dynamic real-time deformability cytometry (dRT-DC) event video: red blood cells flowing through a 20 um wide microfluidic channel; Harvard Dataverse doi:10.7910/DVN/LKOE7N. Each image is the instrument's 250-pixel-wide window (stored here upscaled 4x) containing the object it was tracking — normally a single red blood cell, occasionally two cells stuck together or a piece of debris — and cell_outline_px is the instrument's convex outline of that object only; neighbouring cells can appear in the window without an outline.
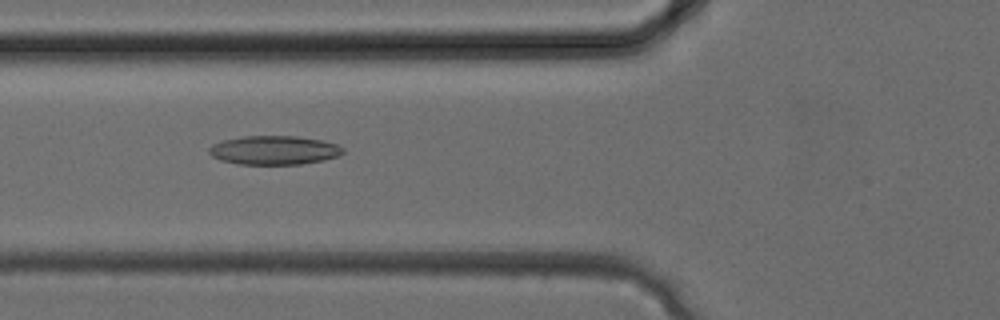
{"species": "common noctule bat (a hibernating species)", "species_latin": "Nyctalus noctula", "temperature_condition": "cold", "stored_images_in_passage": 16, "camera_frame_rate_fps": 3000, "um_per_image_px": 0.085, "animal": {"sex": "female", "body_mass_g": 24.6, "forearm_length_mm": 56.2}, "frame": {"image": 1, "passage_image": 12, "time_ms": 3.667, "image_size_px": [1000, 320], "cell_outline_px": [[344, 152], [340, 156], [324, 160], [300, 164], [236, 164], [220, 160], [212, 156], [208, 152], [208, 148], [212, 144], [224, 140], [244, 136], [296, 136], [324, 140], [336, 144], [344, 148]], "centroid_in_image_um": [23.31, 12.77], "position_along_channel_um": 102.5, "area_um2": 22.72}}
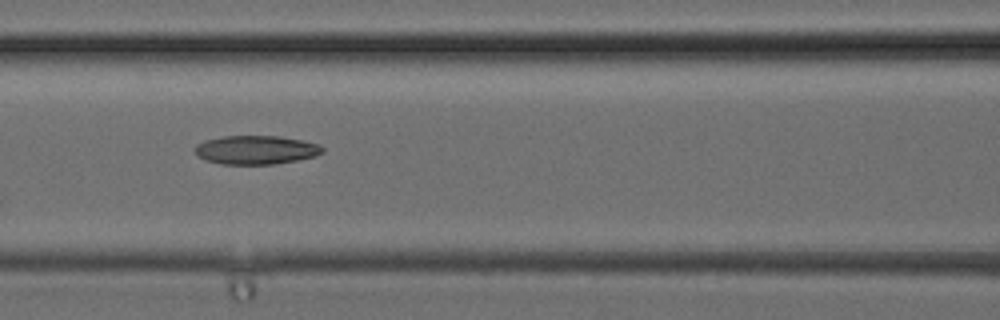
{"frame": {"image": 2, "passage_image": 14, "time_ms": 4.333, "image_size_px": [1000, 320], "cell_outline_px": [[324, 152], [316, 156], [276, 164], [220, 164], [204, 160], [196, 156], [196, 144], [204, 140], [224, 136], [280, 136], [320, 144], [324, 148]], "centroid_in_image_um": [21.75, 12.74], "position_along_channel_um": 144.8, "area_um2": 21.5}}